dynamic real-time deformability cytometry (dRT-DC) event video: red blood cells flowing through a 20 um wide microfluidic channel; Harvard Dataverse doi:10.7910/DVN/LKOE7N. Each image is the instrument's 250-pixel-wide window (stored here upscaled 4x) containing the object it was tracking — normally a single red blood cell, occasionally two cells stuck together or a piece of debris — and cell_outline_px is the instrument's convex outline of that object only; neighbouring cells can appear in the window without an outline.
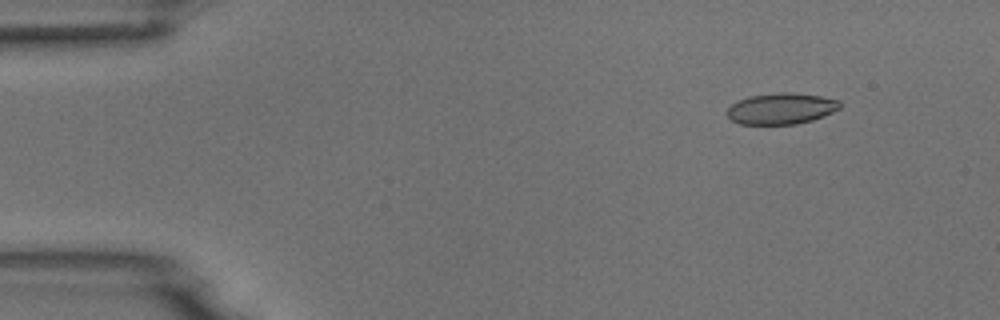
{"species": "common noctule bat (a hibernating species)", "species_latin": "Nyctalus noctula", "temperature_condition": "room temperature", "stored_images_in_passage": 5, "camera_frame_rate_fps": 3000, "um_per_image_px": 0.085, "animal": {"sex": "male", "body_mass_g": 18.8}, "frame": {"image": 1, "passage_image": 2, "time_ms": 1.333, "image_size_px": [1000, 320], "cell_outline_px": [[840, 108], [824, 116], [812, 120], [796, 124], [740, 124], [732, 120], [724, 112], [732, 104], [748, 96], [780, 92], [788, 92], [820, 96], [840, 100]], "centroid_in_image_um": [66.39, 9.23], "position_along_channel_um": 18.6, "area_um2": 20.46}}
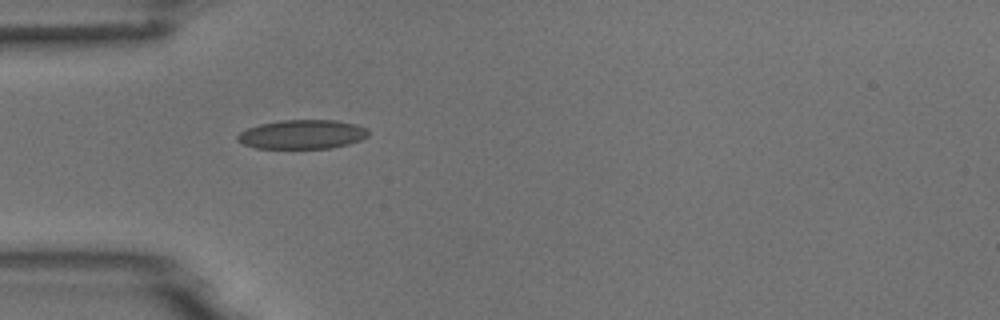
{"frame": {"image": 2, "passage_image": 5, "time_ms": 4.667, "image_size_px": [1000, 320], "cell_outline_px": [[368, 136], [360, 140], [348, 144], [332, 148], [256, 148], [244, 144], [236, 140], [236, 136], [240, 132], [248, 128], [260, 124], [280, 120], [336, 120], [356, 124], [368, 128]], "centroid_in_image_um": [25.7, 11.42], "position_along_channel_um": 59.3, "area_um2": 22.25}}